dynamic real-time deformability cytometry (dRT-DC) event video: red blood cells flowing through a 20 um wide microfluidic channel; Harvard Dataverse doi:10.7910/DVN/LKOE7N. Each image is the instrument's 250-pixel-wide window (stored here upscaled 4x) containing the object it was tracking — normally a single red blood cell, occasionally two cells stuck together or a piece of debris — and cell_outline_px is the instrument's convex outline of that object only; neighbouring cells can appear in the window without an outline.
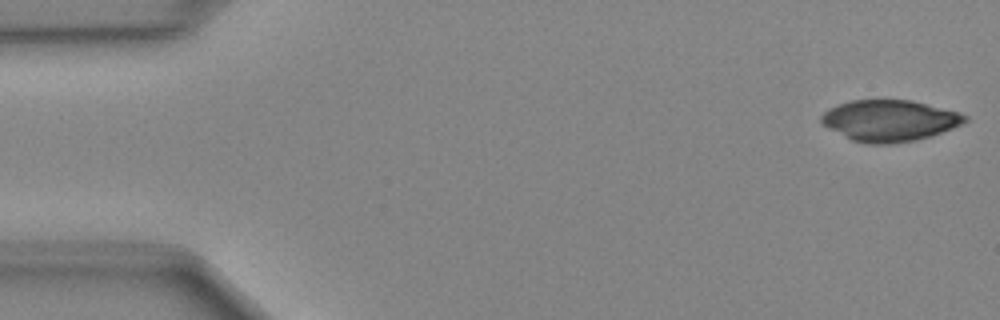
{"species": "Egyptian fruit bat (a non-hibernating species)", "species_latin": "Rousettus aegyptiacus", "temperature_condition": "cold", "stored_images_in_passage": 14, "camera_frame_rate_fps": 3000, "um_per_image_px": 0.085, "animal": {"sex": "female"}, "frame": {"image": 1, "passage_image": 1, "time_ms": 0.0, "image_size_px": [1000, 320], "cell_outline_px": [[968, 120], [964, 124], [932, 136], [916, 140], [892, 144], [868, 144], [852, 140], [828, 128], [820, 120], [820, 116], [828, 108], [852, 100], [912, 100], [960, 112], [968, 116]], "centroid_in_image_um": [75.65, 10.25], "position_along_channel_um": 9.3, "area_um2": 34.74}}